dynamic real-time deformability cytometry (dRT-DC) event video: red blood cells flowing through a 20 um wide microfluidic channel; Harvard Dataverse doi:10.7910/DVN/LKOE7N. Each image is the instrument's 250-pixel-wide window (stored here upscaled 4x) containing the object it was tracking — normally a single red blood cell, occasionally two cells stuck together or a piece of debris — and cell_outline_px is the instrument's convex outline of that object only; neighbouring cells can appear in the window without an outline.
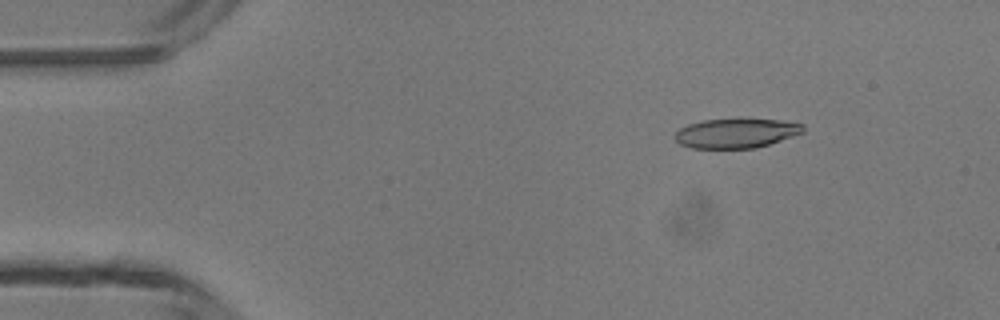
{"species": "common noctule bat (a hibernating species)", "species_latin": "Nyctalus noctula", "temperature_condition": "room temperature", "stored_images_in_passage": 3, "camera_frame_rate_fps": 3000, "um_per_image_px": 0.085, "animal": {"sex": "male", "body_mass_g": 13.3}, "frame": {"image": 1, "passage_image": 1, "time_ms": 0.0, "image_size_px": [1000, 320], "cell_outline_px": [[804, 132], [756, 148], [692, 148], [680, 144], [672, 136], [680, 128], [688, 124], [704, 120], [736, 116], [740, 116], [780, 120], [804, 124]], "centroid_in_image_um": [62.56, 11.27], "position_along_channel_um": 22.4, "area_um2": 22.83}}
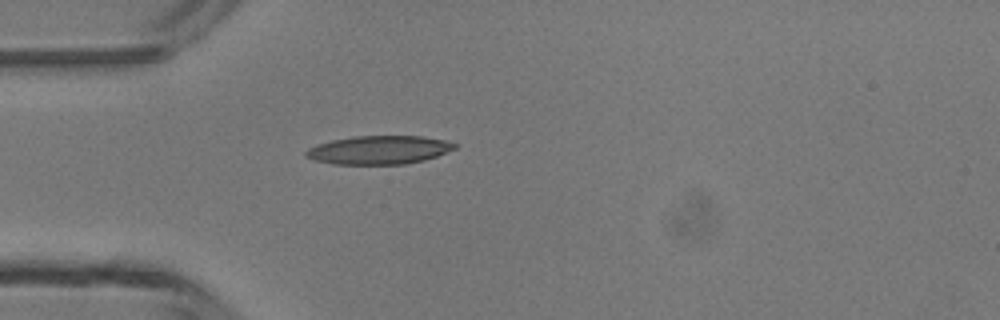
{"frame": {"image": 2, "passage_image": 3, "time_ms": 2.333, "image_size_px": [1000, 320], "cell_outline_px": [[456, 148], [436, 156], [424, 160], [404, 164], [332, 164], [312, 160], [304, 156], [304, 152], [308, 148], [316, 144], [332, 140], [352, 136], [420, 136], [444, 140], [456, 144]], "centroid_in_image_um": [32.14, 12.75], "position_along_channel_um": 52.9, "area_um2": 24.74}}